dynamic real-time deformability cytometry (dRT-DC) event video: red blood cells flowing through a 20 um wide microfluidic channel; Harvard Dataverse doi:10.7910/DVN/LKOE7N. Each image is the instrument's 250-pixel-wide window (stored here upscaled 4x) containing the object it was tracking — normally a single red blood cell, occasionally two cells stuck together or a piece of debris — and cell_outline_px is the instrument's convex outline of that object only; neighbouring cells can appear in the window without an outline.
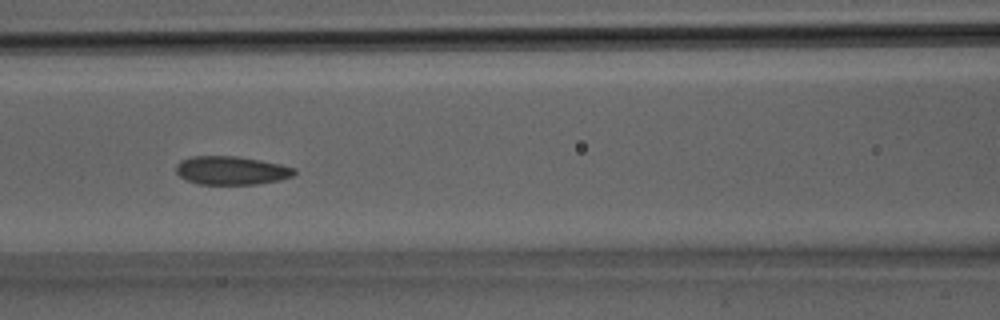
{"species": "Egyptian fruit bat (a non-hibernating species)", "species_latin": "Rousettus aegyptiacus", "temperature_condition": "room temperature", "stored_images_in_passage": 25, "camera_frame_rate_fps": 3000, "um_per_image_px": 0.085, "animal": {"sex": "male"}, "frame": {"image": 1, "passage_image": 8, "time_ms": 2.333, "image_size_px": [1000, 320], "cell_outline_px": [[296, 172], [292, 176], [280, 180], [256, 184], [200, 184], [188, 180], [180, 176], [176, 172], [176, 164], [180, 160], [192, 156], [236, 156], [260, 160], [280, 164], [296, 168]], "centroid_in_image_um": [19.67, 14.48], "position_along_channel_um": 146.9, "area_um2": 19.59}}
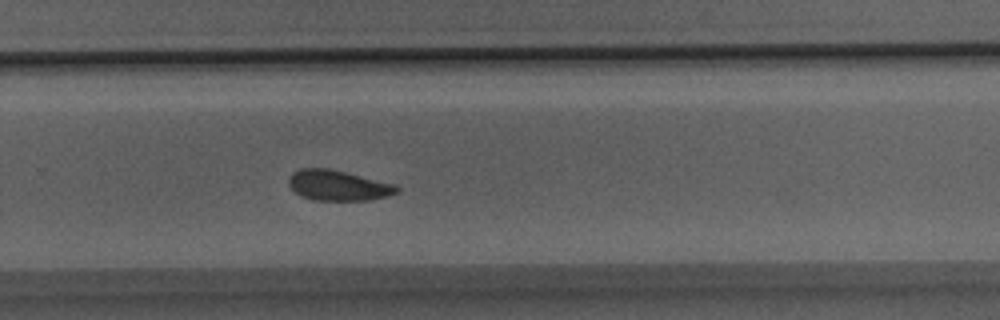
{"frame": {"image": 2, "passage_image": 15, "time_ms": 4.667, "image_size_px": [1000, 320], "cell_outline_px": [[400, 192], [388, 196], [368, 200], [312, 200], [300, 196], [288, 184], [288, 176], [292, 172], [300, 168], [328, 168], [396, 184], [400, 188]], "centroid_in_image_um": [28.74, 15.76], "position_along_channel_um": 301.1, "area_um2": 19.31}}
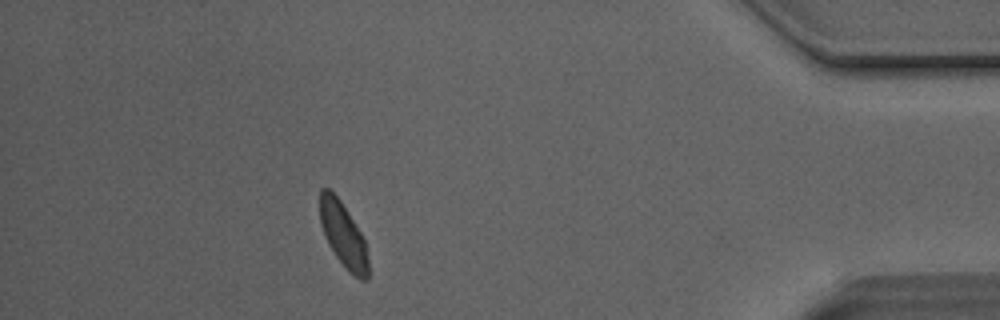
{"frame": {"image": 3, "passage_image": 22, "time_ms": 7.0, "image_size_px": [1000, 320], "cell_outline_px": [[368, 280], [360, 280], [348, 272], [336, 256], [328, 244], [324, 236], [320, 224], [320, 188], [328, 188], [340, 200], [360, 232], [364, 240], [368, 260]], "centroid_in_image_um": [29.16, 19.99], "position_along_channel_um": 406.0, "area_um2": 18.09}}